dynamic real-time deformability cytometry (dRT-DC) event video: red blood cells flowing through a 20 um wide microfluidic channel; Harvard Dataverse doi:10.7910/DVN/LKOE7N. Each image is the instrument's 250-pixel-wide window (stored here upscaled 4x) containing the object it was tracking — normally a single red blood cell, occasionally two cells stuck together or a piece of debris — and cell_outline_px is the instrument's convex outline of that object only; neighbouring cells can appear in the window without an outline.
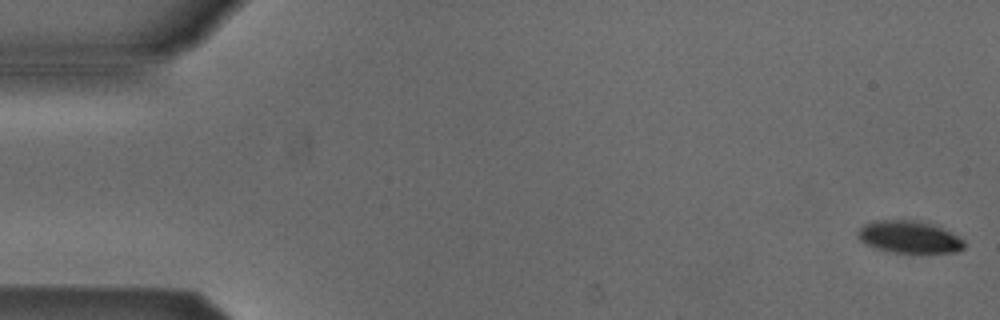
{"species": "Egyptian fruit bat (a non-hibernating species)", "species_latin": "Rousettus aegyptiacus", "temperature_condition": "cold", "stored_images_in_passage": 5, "camera_frame_rate_fps": 3000, "um_per_image_px": 0.085, "animal": {"sex": "male"}, "frame": {"image": 1, "passage_image": 1, "time_ms": 0.0, "image_size_px": [1000, 320], "cell_outline_px": [[964, 248], [956, 252], [892, 252], [876, 248], [860, 240], [856, 236], [856, 232], [864, 224], [876, 220], [916, 220], [932, 224], [952, 232], [964, 240]], "centroid_in_image_um": [77.28, 20.13], "position_along_channel_um": 7.7, "area_um2": 19.88}}
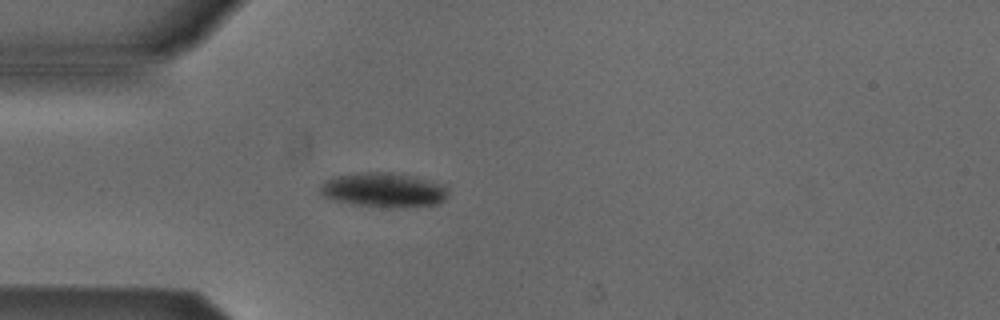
{"frame": {"image": 2, "passage_image": 5, "time_ms": 1.333, "image_size_px": [1000, 320], "cell_outline_px": [[448, 196], [440, 204], [400, 208], [392, 208], [352, 204], [320, 196], [320, 188], [328, 180], [336, 176], [364, 172], [392, 172], [416, 176], [444, 184], [448, 192]], "centroid_in_image_um": [32.68, 16.16], "position_along_channel_um": 52.3, "area_um2": 25.95}}